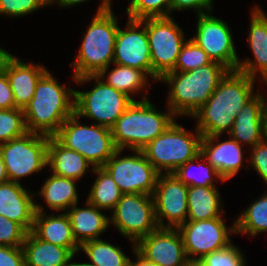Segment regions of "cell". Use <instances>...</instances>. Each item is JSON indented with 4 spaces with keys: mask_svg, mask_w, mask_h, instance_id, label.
Instances as JSON below:
<instances>
[{
    "mask_svg": "<svg viewBox=\"0 0 267 266\" xmlns=\"http://www.w3.org/2000/svg\"><path fill=\"white\" fill-rule=\"evenodd\" d=\"M255 79L237 70L229 71L220 81L208 101L201 105L191 117L202 136L230 133L236 115L256 93Z\"/></svg>",
    "mask_w": 267,
    "mask_h": 266,
    "instance_id": "cell-1",
    "label": "cell"
},
{
    "mask_svg": "<svg viewBox=\"0 0 267 266\" xmlns=\"http://www.w3.org/2000/svg\"><path fill=\"white\" fill-rule=\"evenodd\" d=\"M74 102L75 89L59 84L47 70L24 108L28 132L54 136L65 120L74 114Z\"/></svg>",
    "mask_w": 267,
    "mask_h": 266,
    "instance_id": "cell-2",
    "label": "cell"
},
{
    "mask_svg": "<svg viewBox=\"0 0 267 266\" xmlns=\"http://www.w3.org/2000/svg\"><path fill=\"white\" fill-rule=\"evenodd\" d=\"M229 71L221 63L213 61L188 72L172 71L165 74L159 81L168 84L170 88L167 108L176 117H191L208 101Z\"/></svg>",
    "mask_w": 267,
    "mask_h": 266,
    "instance_id": "cell-3",
    "label": "cell"
},
{
    "mask_svg": "<svg viewBox=\"0 0 267 266\" xmlns=\"http://www.w3.org/2000/svg\"><path fill=\"white\" fill-rule=\"evenodd\" d=\"M146 94L143 99L134 100L111 128L117 149L142 150L175 121L169 108L166 113L159 111Z\"/></svg>",
    "mask_w": 267,
    "mask_h": 266,
    "instance_id": "cell-4",
    "label": "cell"
},
{
    "mask_svg": "<svg viewBox=\"0 0 267 266\" xmlns=\"http://www.w3.org/2000/svg\"><path fill=\"white\" fill-rule=\"evenodd\" d=\"M118 20L111 6L96 15L83 34L78 55L71 63L73 77L98 75L106 67L113 65L115 39Z\"/></svg>",
    "mask_w": 267,
    "mask_h": 266,
    "instance_id": "cell-5",
    "label": "cell"
},
{
    "mask_svg": "<svg viewBox=\"0 0 267 266\" xmlns=\"http://www.w3.org/2000/svg\"><path fill=\"white\" fill-rule=\"evenodd\" d=\"M73 80L77 84L95 80L96 83L91 90H75L74 113L80 118L95 120L97 125L111 129L134 101L125 93L107 85L98 75L73 77Z\"/></svg>",
    "mask_w": 267,
    "mask_h": 266,
    "instance_id": "cell-6",
    "label": "cell"
},
{
    "mask_svg": "<svg viewBox=\"0 0 267 266\" xmlns=\"http://www.w3.org/2000/svg\"><path fill=\"white\" fill-rule=\"evenodd\" d=\"M194 131L195 135L174 121L141 151L160 174L174 173L200 154L202 134L197 128Z\"/></svg>",
    "mask_w": 267,
    "mask_h": 266,
    "instance_id": "cell-7",
    "label": "cell"
},
{
    "mask_svg": "<svg viewBox=\"0 0 267 266\" xmlns=\"http://www.w3.org/2000/svg\"><path fill=\"white\" fill-rule=\"evenodd\" d=\"M79 119L75 113L68 117L54 137L66 148L86 158L92 168L103 167L117 150L112 131L95 123L80 124Z\"/></svg>",
    "mask_w": 267,
    "mask_h": 266,
    "instance_id": "cell-8",
    "label": "cell"
},
{
    "mask_svg": "<svg viewBox=\"0 0 267 266\" xmlns=\"http://www.w3.org/2000/svg\"><path fill=\"white\" fill-rule=\"evenodd\" d=\"M146 32L151 53L152 81H159L174 71L185 44L183 30L170 17L146 18Z\"/></svg>",
    "mask_w": 267,
    "mask_h": 266,
    "instance_id": "cell-9",
    "label": "cell"
},
{
    "mask_svg": "<svg viewBox=\"0 0 267 266\" xmlns=\"http://www.w3.org/2000/svg\"><path fill=\"white\" fill-rule=\"evenodd\" d=\"M48 142L47 135L27 132L21 137L0 144V153L9 181L20 183L22 177L26 178L42 171L47 166Z\"/></svg>",
    "mask_w": 267,
    "mask_h": 266,
    "instance_id": "cell-10",
    "label": "cell"
},
{
    "mask_svg": "<svg viewBox=\"0 0 267 266\" xmlns=\"http://www.w3.org/2000/svg\"><path fill=\"white\" fill-rule=\"evenodd\" d=\"M117 149L103 168L110 174L123 194L153 195L160 173L146 159L141 150H133V155L120 156Z\"/></svg>",
    "mask_w": 267,
    "mask_h": 266,
    "instance_id": "cell-11",
    "label": "cell"
},
{
    "mask_svg": "<svg viewBox=\"0 0 267 266\" xmlns=\"http://www.w3.org/2000/svg\"><path fill=\"white\" fill-rule=\"evenodd\" d=\"M112 211L110 224L132 243L159 228L151 195L123 194Z\"/></svg>",
    "mask_w": 267,
    "mask_h": 266,
    "instance_id": "cell-12",
    "label": "cell"
},
{
    "mask_svg": "<svg viewBox=\"0 0 267 266\" xmlns=\"http://www.w3.org/2000/svg\"><path fill=\"white\" fill-rule=\"evenodd\" d=\"M222 217L214 219L187 220L180 231L186 255L191 259H202L205 255L219 251L232 244L230 234H237L235 222L230 228Z\"/></svg>",
    "mask_w": 267,
    "mask_h": 266,
    "instance_id": "cell-13",
    "label": "cell"
},
{
    "mask_svg": "<svg viewBox=\"0 0 267 266\" xmlns=\"http://www.w3.org/2000/svg\"><path fill=\"white\" fill-rule=\"evenodd\" d=\"M196 35L192 37L212 59L221 63L230 71L237 70L238 61L233 37L229 25L220 18L208 13L196 15Z\"/></svg>",
    "mask_w": 267,
    "mask_h": 266,
    "instance_id": "cell-14",
    "label": "cell"
},
{
    "mask_svg": "<svg viewBox=\"0 0 267 266\" xmlns=\"http://www.w3.org/2000/svg\"><path fill=\"white\" fill-rule=\"evenodd\" d=\"M187 196L188 186L173 173L159 175L152 195L159 228L178 229L187 221ZM164 218L167 224L163 222Z\"/></svg>",
    "mask_w": 267,
    "mask_h": 266,
    "instance_id": "cell-15",
    "label": "cell"
},
{
    "mask_svg": "<svg viewBox=\"0 0 267 266\" xmlns=\"http://www.w3.org/2000/svg\"><path fill=\"white\" fill-rule=\"evenodd\" d=\"M127 22L124 30L120 27L118 28L113 63L140 69L152 78V62L146 32V18L142 20L128 18Z\"/></svg>",
    "mask_w": 267,
    "mask_h": 266,
    "instance_id": "cell-16",
    "label": "cell"
},
{
    "mask_svg": "<svg viewBox=\"0 0 267 266\" xmlns=\"http://www.w3.org/2000/svg\"><path fill=\"white\" fill-rule=\"evenodd\" d=\"M136 250L157 266H182L188 259L178 229L158 228L136 243Z\"/></svg>",
    "mask_w": 267,
    "mask_h": 266,
    "instance_id": "cell-17",
    "label": "cell"
},
{
    "mask_svg": "<svg viewBox=\"0 0 267 266\" xmlns=\"http://www.w3.org/2000/svg\"><path fill=\"white\" fill-rule=\"evenodd\" d=\"M244 105L236 115L233 127L228 134L242 146L250 145V149L265 138V121L267 100L260 91Z\"/></svg>",
    "mask_w": 267,
    "mask_h": 266,
    "instance_id": "cell-18",
    "label": "cell"
},
{
    "mask_svg": "<svg viewBox=\"0 0 267 266\" xmlns=\"http://www.w3.org/2000/svg\"><path fill=\"white\" fill-rule=\"evenodd\" d=\"M251 21L248 33V44L252 50L254 60L246 58L238 61L237 71L258 79L261 75L262 82L267 84V14L256 5L251 8ZM259 72V73H258Z\"/></svg>",
    "mask_w": 267,
    "mask_h": 266,
    "instance_id": "cell-19",
    "label": "cell"
},
{
    "mask_svg": "<svg viewBox=\"0 0 267 266\" xmlns=\"http://www.w3.org/2000/svg\"><path fill=\"white\" fill-rule=\"evenodd\" d=\"M218 138L219 135L202 136L200 154L227 181L236 176L242 166L244 146L232 138L222 142H218Z\"/></svg>",
    "mask_w": 267,
    "mask_h": 266,
    "instance_id": "cell-20",
    "label": "cell"
},
{
    "mask_svg": "<svg viewBox=\"0 0 267 266\" xmlns=\"http://www.w3.org/2000/svg\"><path fill=\"white\" fill-rule=\"evenodd\" d=\"M22 187L21 183L0 184V214L20 224L31 232L35 218V193Z\"/></svg>",
    "mask_w": 267,
    "mask_h": 266,
    "instance_id": "cell-21",
    "label": "cell"
},
{
    "mask_svg": "<svg viewBox=\"0 0 267 266\" xmlns=\"http://www.w3.org/2000/svg\"><path fill=\"white\" fill-rule=\"evenodd\" d=\"M3 70L13 91L16 108L24 110L33 98L38 80L47 71L46 67L22 62L11 54L6 59Z\"/></svg>",
    "mask_w": 267,
    "mask_h": 266,
    "instance_id": "cell-22",
    "label": "cell"
},
{
    "mask_svg": "<svg viewBox=\"0 0 267 266\" xmlns=\"http://www.w3.org/2000/svg\"><path fill=\"white\" fill-rule=\"evenodd\" d=\"M35 218L32 232L39 238L54 245L70 249L75 255L80 245L75 240L70 218L66 212L47 215L44 207L35 203Z\"/></svg>",
    "mask_w": 267,
    "mask_h": 266,
    "instance_id": "cell-23",
    "label": "cell"
},
{
    "mask_svg": "<svg viewBox=\"0 0 267 266\" xmlns=\"http://www.w3.org/2000/svg\"><path fill=\"white\" fill-rule=\"evenodd\" d=\"M86 208H78L74 204L67 215L70 218L72 233L79 245L82 243L99 239L101 233L110 227V217H107L100 208L88 203Z\"/></svg>",
    "mask_w": 267,
    "mask_h": 266,
    "instance_id": "cell-24",
    "label": "cell"
},
{
    "mask_svg": "<svg viewBox=\"0 0 267 266\" xmlns=\"http://www.w3.org/2000/svg\"><path fill=\"white\" fill-rule=\"evenodd\" d=\"M25 266H68L75 254L28 232L22 244Z\"/></svg>",
    "mask_w": 267,
    "mask_h": 266,
    "instance_id": "cell-25",
    "label": "cell"
},
{
    "mask_svg": "<svg viewBox=\"0 0 267 266\" xmlns=\"http://www.w3.org/2000/svg\"><path fill=\"white\" fill-rule=\"evenodd\" d=\"M47 165L53 175L81 179L92 164L78 152L66 148L54 136H49Z\"/></svg>",
    "mask_w": 267,
    "mask_h": 266,
    "instance_id": "cell-26",
    "label": "cell"
},
{
    "mask_svg": "<svg viewBox=\"0 0 267 266\" xmlns=\"http://www.w3.org/2000/svg\"><path fill=\"white\" fill-rule=\"evenodd\" d=\"M221 195L216 186H188L187 220L200 221L223 216Z\"/></svg>",
    "mask_w": 267,
    "mask_h": 266,
    "instance_id": "cell-27",
    "label": "cell"
},
{
    "mask_svg": "<svg viewBox=\"0 0 267 266\" xmlns=\"http://www.w3.org/2000/svg\"><path fill=\"white\" fill-rule=\"evenodd\" d=\"M74 179L53 175L51 173L43 183L38 195L47 203L52 211L67 212L78 203V193Z\"/></svg>",
    "mask_w": 267,
    "mask_h": 266,
    "instance_id": "cell-28",
    "label": "cell"
},
{
    "mask_svg": "<svg viewBox=\"0 0 267 266\" xmlns=\"http://www.w3.org/2000/svg\"><path fill=\"white\" fill-rule=\"evenodd\" d=\"M115 68L109 74V67L103 69L99 74V78L105 79V83L114 89L121 91L133 99V94L143 91V88L148 86V75L137 68L121 66L113 63ZM106 74L107 77H106ZM132 95V96H131Z\"/></svg>",
    "mask_w": 267,
    "mask_h": 266,
    "instance_id": "cell-29",
    "label": "cell"
},
{
    "mask_svg": "<svg viewBox=\"0 0 267 266\" xmlns=\"http://www.w3.org/2000/svg\"><path fill=\"white\" fill-rule=\"evenodd\" d=\"M96 179L90 188L87 202L103 210H113L123 193L103 167L91 168Z\"/></svg>",
    "mask_w": 267,
    "mask_h": 266,
    "instance_id": "cell-30",
    "label": "cell"
},
{
    "mask_svg": "<svg viewBox=\"0 0 267 266\" xmlns=\"http://www.w3.org/2000/svg\"><path fill=\"white\" fill-rule=\"evenodd\" d=\"M90 259L93 266H129L130 258L121 247L102 239L89 240L80 245V249Z\"/></svg>",
    "mask_w": 267,
    "mask_h": 266,
    "instance_id": "cell-31",
    "label": "cell"
},
{
    "mask_svg": "<svg viewBox=\"0 0 267 266\" xmlns=\"http://www.w3.org/2000/svg\"><path fill=\"white\" fill-rule=\"evenodd\" d=\"M198 161H203L204 163H200ZM195 162L198 163L194 164ZM193 169L197 171L199 170L200 175L199 171L198 173H194V171L192 172ZM173 174L186 186H216L213 183V179L214 181H216L218 180V178L220 179V181L225 182L218 171L213 166H211L201 154L180 166Z\"/></svg>",
    "mask_w": 267,
    "mask_h": 266,
    "instance_id": "cell-32",
    "label": "cell"
},
{
    "mask_svg": "<svg viewBox=\"0 0 267 266\" xmlns=\"http://www.w3.org/2000/svg\"><path fill=\"white\" fill-rule=\"evenodd\" d=\"M265 193L236 218V233L255 237L258 233H267V192Z\"/></svg>",
    "mask_w": 267,
    "mask_h": 266,
    "instance_id": "cell-33",
    "label": "cell"
},
{
    "mask_svg": "<svg viewBox=\"0 0 267 266\" xmlns=\"http://www.w3.org/2000/svg\"><path fill=\"white\" fill-rule=\"evenodd\" d=\"M27 132L23 109H0V144L21 137Z\"/></svg>",
    "mask_w": 267,
    "mask_h": 266,
    "instance_id": "cell-34",
    "label": "cell"
},
{
    "mask_svg": "<svg viewBox=\"0 0 267 266\" xmlns=\"http://www.w3.org/2000/svg\"><path fill=\"white\" fill-rule=\"evenodd\" d=\"M129 3L126 12L130 19L171 16V0H131Z\"/></svg>",
    "mask_w": 267,
    "mask_h": 266,
    "instance_id": "cell-35",
    "label": "cell"
},
{
    "mask_svg": "<svg viewBox=\"0 0 267 266\" xmlns=\"http://www.w3.org/2000/svg\"><path fill=\"white\" fill-rule=\"evenodd\" d=\"M212 62V59L193 39H187L178 55L174 71L188 72Z\"/></svg>",
    "mask_w": 267,
    "mask_h": 266,
    "instance_id": "cell-36",
    "label": "cell"
},
{
    "mask_svg": "<svg viewBox=\"0 0 267 266\" xmlns=\"http://www.w3.org/2000/svg\"><path fill=\"white\" fill-rule=\"evenodd\" d=\"M234 243L224 249L205 255L201 260L204 266H246L242 251Z\"/></svg>",
    "mask_w": 267,
    "mask_h": 266,
    "instance_id": "cell-37",
    "label": "cell"
},
{
    "mask_svg": "<svg viewBox=\"0 0 267 266\" xmlns=\"http://www.w3.org/2000/svg\"><path fill=\"white\" fill-rule=\"evenodd\" d=\"M47 5V0H0V14L12 18L22 17Z\"/></svg>",
    "mask_w": 267,
    "mask_h": 266,
    "instance_id": "cell-38",
    "label": "cell"
},
{
    "mask_svg": "<svg viewBox=\"0 0 267 266\" xmlns=\"http://www.w3.org/2000/svg\"><path fill=\"white\" fill-rule=\"evenodd\" d=\"M27 233L20 224L0 214V246L20 247Z\"/></svg>",
    "mask_w": 267,
    "mask_h": 266,
    "instance_id": "cell-39",
    "label": "cell"
},
{
    "mask_svg": "<svg viewBox=\"0 0 267 266\" xmlns=\"http://www.w3.org/2000/svg\"><path fill=\"white\" fill-rule=\"evenodd\" d=\"M248 163L254 167L260 178L267 183V139L264 138L250 150Z\"/></svg>",
    "mask_w": 267,
    "mask_h": 266,
    "instance_id": "cell-40",
    "label": "cell"
},
{
    "mask_svg": "<svg viewBox=\"0 0 267 266\" xmlns=\"http://www.w3.org/2000/svg\"><path fill=\"white\" fill-rule=\"evenodd\" d=\"M212 8L213 0H171V14L173 11L194 9L199 15L213 11Z\"/></svg>",
    "mask_w": 267,
    "mask_h": 266,
    "instance_id": "cell-41",
    "label": "cell"
},
{
    "mask_svg": "<svg viewBox=\"0 0 267 266\" xmlns=\"http://www.w3.org/2000/svg\"><path fill=\"white\" fill-rule=\"evenodd\" d=\"M0 266H25L22 246H0Z\"/></svg>",
    "mask_w": 267,
    "mask_h": 266,
    "instance_id": "cell-42",
    "label": "cell"
},
{
    "mask_svg": "<svg viewBox=\"0 0 267 266\" xmlns=\"http://www.w3.org/2000/svg\"><path fill=\"white\" fill-rule=\"evenodd\" d=\"M16 108L13 91L5 71H0V109Z\"/></svg>",
    "mask_w": 267,
    "mask_h": 266,
    "instance_id": "cell-43",
    "label": "cell"
},
{
    "mask_svg": "<svg viewBox=\"0 0 267 266\" xmlns=\"http://www.w3.org/2000/svg\"><path fill=\"white\" fill-rule=\"evenodd\" d=\"M48 1V5H52V4H59L60 7H70V6H74L80 3H83L85 1H89V0H47ZM111 6V0H102V2L100 3L97 13L101 12L107 8H109Z\"/></svg>",
    "mask_w": 267,
    "mask_h": 266,
    "instance_id": "cell-44",
    "label": "cell"
},
{
    "mask_svg": "<svg viewBox=\"0 0 267 266\" xmlns=\"http://www.w3.org/2000/svg\"><path fill=\"white\" fill-rule=\"evenodd\" d=\"M134 244V246H133ZM133 251L135 253L136 260L133 262L129 261V266H157L152 261L147 260L144 256H142L137 250L135 243H132Z\"/></svg>",
    "mask_w": 267,
    "mask_h": 266,
    "instance_id": "cell-45",
    "label": "cell"
},
{
    "mask_svg": "<svg viewBox=\"0 0 267 266\" xmlns=\"http://www.w3.org/2000/svg\"><path fill=\"white\" fill-rule=\"evenodd\" d=\"M9 182V178L6 173V167L2 158V155L0 153V184Z\"/></svg>",
    "mask_w": 267,
    "mask_h": 266,
    "instance_id": "cell-46",
    "label": "cell"
},
{
    "mask_svg": "<svg viewBox=\"0 0 267 266\" xmlns=\"http://www.w3.org/2000/svg\"><path fill=\"white\" fill-rule=\"evenodd\" d=\"M182 266H204V263L201 259L188 258Z\"/></svg>",
    "mask_w": 267,
    "mask_h": 266,
    "instance_id": "cell-47",
    "label": "cell"
},
{
    "mask_svg": "<svg viewBox=\"0 0 267 266\" xmlns=\"http://www.w3.org/2000/svg\"><path fill=\"white\" fill-rule=\"evenodd\" d=\"M10 55L11 54L8 51L0 47V71L3 69L4 63Z\"/></svg>",
    "mask_w": 267,
    "mask_h": 266,
    "instance_id": "cell-48",
    "label": "cell"
},
{
    "mask_svg": "<svg viewBox=\"0 0 267 266\" xmlns=\"http://www.w3.org/2000/svg\"><path fill=\"white\" fill-rule=\"evenodd\" d=\"M68 266H93V265H91V264H89V263H86V262H84V263H76V262H72V260H71V262L69 263V265Z\"/></svg>",
    "mask_w": 267,
    "mask_h": 266,
    "instance_id": "cell-49",
    "label": "cell"
},
{
    "mask_svg": "<svg viewBox=\"0 0 267 266\" xmlns=\"http://www.w3.org/2000/svg\"><path fill=\"white\" fill-rule=\"evenodd\" d=\"M265 138L267 139V113H266V121H265Z\"/></svg>",
    "mask_w": 267,
    "mask_h": 266,
    "instance_id": "cell-50",
    "label": "cell"
}]
</instances>
